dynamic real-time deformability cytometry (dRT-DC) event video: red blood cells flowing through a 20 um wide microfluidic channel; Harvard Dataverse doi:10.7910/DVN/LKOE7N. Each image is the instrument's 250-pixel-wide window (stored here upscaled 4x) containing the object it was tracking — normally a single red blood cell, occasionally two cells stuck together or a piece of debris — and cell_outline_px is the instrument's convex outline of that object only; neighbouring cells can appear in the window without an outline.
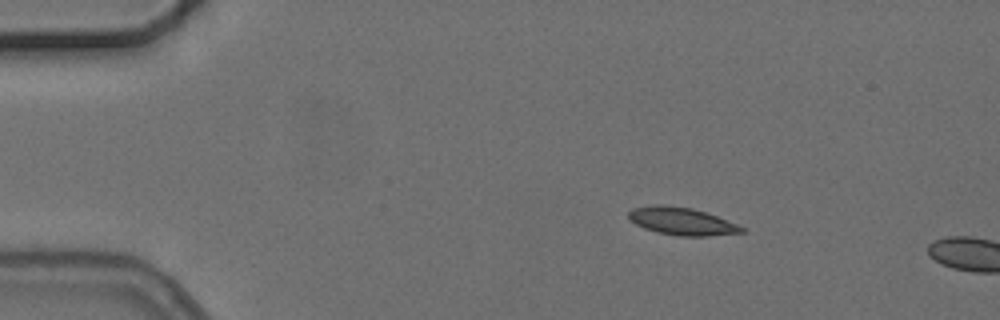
{"species": "common noctule bat (a hibernating species)", "species_latin": "Nyctalus noctula", "temperature_condition": "cold", "stored_images_in_passage": 2, "camera_frame_rate_fps": 3000, "um_per_image_px": 0.085, "animal": {"sex": "female", "body_mass_g": 24.6, "forearm_length_mm": 56.2}, "frame": {"image": 1, "passage_image": 1, "time_ms": 0.0, "image_size_px": [1000, 320], "cell_outline_px": [[744, 232], [708, 236], [680, 236], [656, 232], [644, 228], [628, 220], [628, 212], [632, 208], [656, 204], [664, 204], [692, 208], [716, 216], [736, 224], [744, 228]], "centroid_in_image_um": [57.89, 18.8], "position_along_channel_um": 27.1, "area_um2": 18.15}}